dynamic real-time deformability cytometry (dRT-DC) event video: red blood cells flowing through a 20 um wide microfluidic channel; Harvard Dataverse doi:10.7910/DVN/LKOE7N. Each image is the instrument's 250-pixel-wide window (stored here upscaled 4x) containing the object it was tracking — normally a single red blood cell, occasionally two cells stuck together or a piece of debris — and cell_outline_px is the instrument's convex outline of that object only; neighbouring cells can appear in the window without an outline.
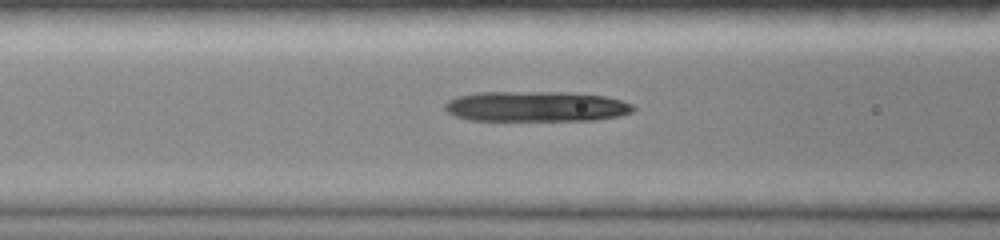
{"species": "common noctule bat (a hibernating species)", "species_latin": "Nyctalus noctula", "temperature_condition": "room temperature", "stored_images_in_passage": 34, "camera_frame_rate_fps": 3000, "um_per_image_px": 0.085, "animal": {"sex": "female", "body_mass_g": 19.0, "forearm_length_mm": 51.5}, "frame": {"image": 1, "passage_image": 5, "time_ms": 1.333, "image_size_px": [1000, 240], "cell_outline_px": [[636, 108], [632, 112], [620, 116], [596, 120], [468, 120], [456, 116], [448, 112], [444, 108], [444, 104], [448, 100], [456, 96], [476, 92], [568, 92], [604, 96], [620, 100], [632, 104]], "centroid_in_image_um": [45.55, 9.04], "position_along_channel_um": 121.0, "area_um2": 33.47}}
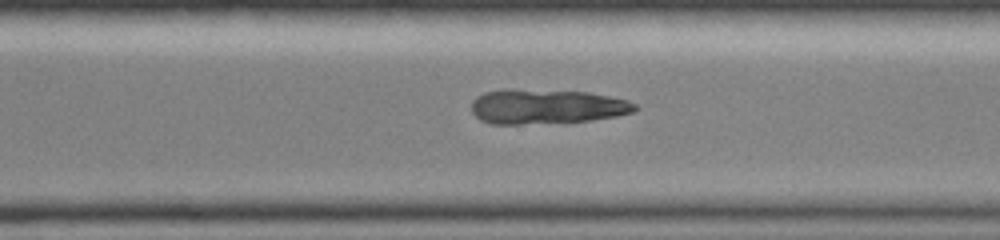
{"frame": {"image": 2, "passage_image": 20, "time_ms": 6.333, "image_size_px": [1000, 240], "cell_outline_px": [[636, 108], [632, 112], [616, 116], [592, 120], [520, 124], [492, 124], [480, 120], [472, 112], [472, 100], [476, 96], [484, 92], [504, 88], [588, 92], [628, 100], [636, 104]], "centroid_in_image_um": [46.4, 9.04], "position_along_channel_um": 324.2, "area_um2": 33.12}}
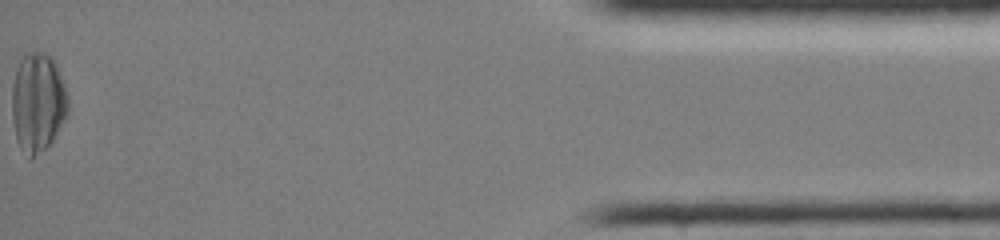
{"frame": {"image": 3, "passage_image": 34, "time_ms": 11.0, "image_size_px": [1000, 240], "cell_outline_px": [[68, 116], [48, 148], [32, 160], [28, 160], [16, 140], [12, 120], [12, 84], [16, 68], [20, 56], [24, 52], [44, 52], [52, 56], [60, 72], [68, 96]], "centroid_in_image_um": [3.21, 8.73], "position_along_channel_um": 432.0, "area_um2": 33.52}}